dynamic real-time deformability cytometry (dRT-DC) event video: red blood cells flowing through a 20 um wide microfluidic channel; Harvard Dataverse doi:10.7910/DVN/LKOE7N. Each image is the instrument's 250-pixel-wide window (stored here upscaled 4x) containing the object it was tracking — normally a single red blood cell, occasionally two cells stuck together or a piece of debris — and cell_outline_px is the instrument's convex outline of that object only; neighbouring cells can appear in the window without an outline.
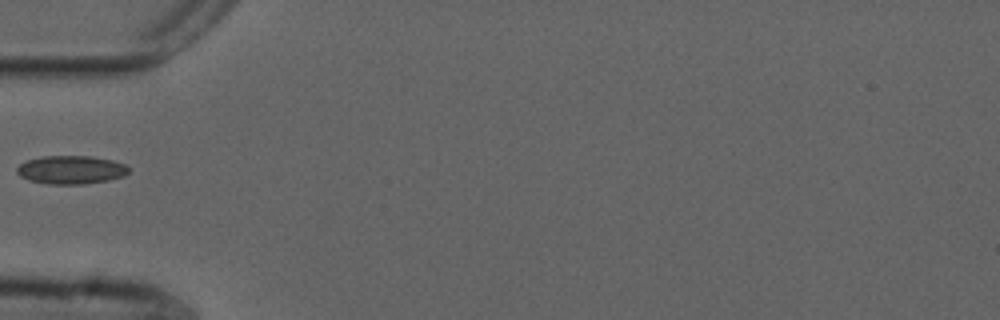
{"species": "common noctule bat (a hibernating species)", "species_latin": "Nyctalus noctula", "temperature_condition": "cold", "stored_images_in_passage": 38, "camera_frame_rate_fps": 3000, "um_per_image_px": 0.085, "animal": {"sex": "male", "forearm_length_mm": 52.5}, "frame": {"image": 1, "passage_image": 1, "time_ms": 0.0, "image_size_px": [1000, 320], "cell_outline_px": [[128, 172], [124, 176], [108, 180], [84, 184], [48, 184], [28, 180], [20, 176], [16, 172], [16, 168], [20, 164], [28, 160], [40, 156], [92, 156], [112, 160], [124, 164], [128, 168]], "centroid_in_image_um": [6.01, 14.43], "position_along_channel_um": 79.0, "area_um2": 18.5}}
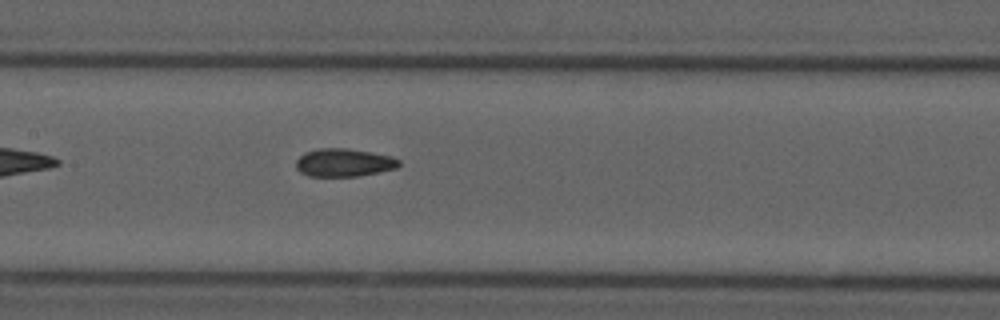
{"frame": {"image": 2, "passage_image": 9, "time_ms": 2.667, "image_size_px": [1000, 320], "cell_outline_px": [[400, 164], [396, 168], [380, 172], [360, 176], [308, 176], [300, 172], [296, 168], [296, 160], [304, 152], [320, 148], [344, 148], [372, 152], [392, 156], [400, 160]], "centroid_in_image_um": [29.23, 13.82], "position_along_channel_um": 178.2, "area_um2": 16.94}}
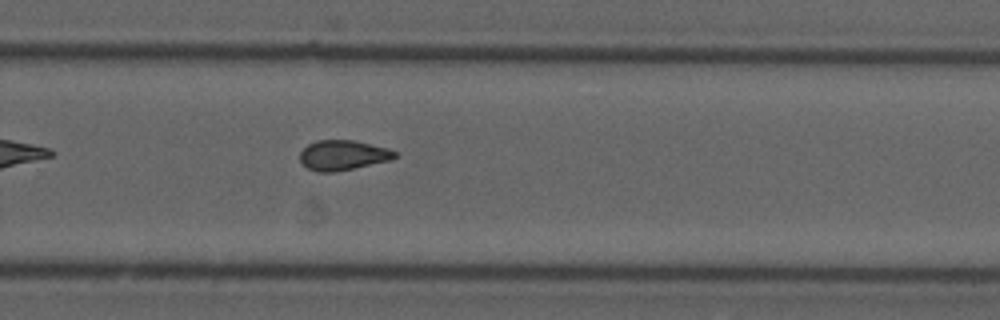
{"frame": {"image": 3, "passage_image": 19, "time_ms": 6.0, "image_size_px": [1000, 320], "cell_outline_px": [[396, 156], [392, 160], [336, 172], [316, 172], [308, 168], [300, 160], [300, 152], [308, 144], [316, 140], [352, 140], [388, 148], [396, 152]], "centroid_in_image_um": [29.14, 13.2], "position_along_channel_um": 300.7, "area_um2": 16.59}}